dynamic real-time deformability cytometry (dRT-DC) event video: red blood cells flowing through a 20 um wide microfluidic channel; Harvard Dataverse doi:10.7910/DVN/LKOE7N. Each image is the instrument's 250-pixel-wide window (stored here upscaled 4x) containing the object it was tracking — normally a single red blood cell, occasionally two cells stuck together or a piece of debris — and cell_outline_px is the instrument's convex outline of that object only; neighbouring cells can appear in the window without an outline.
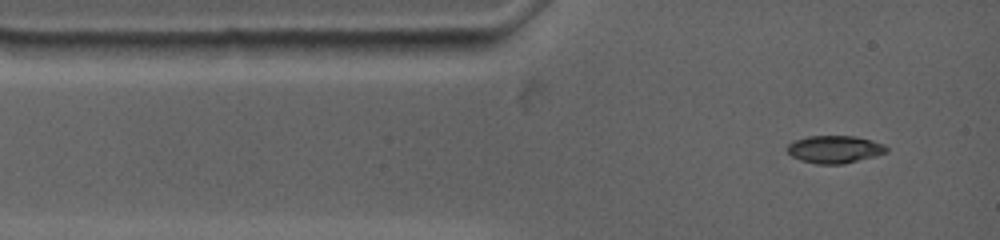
{"species": "common noctule bat (a hibernating species)", "species_latin": "Nyctalus noctula", "temperature_condition": "warm", "stored_images_in_passage": 21, "camera_frame_rate_fps": 4500, "um_per_image_px": 0.085, "animal": {"sex": "female", "body_mass_g": 19.0, "forearm_length_mm": 53.3}, "frame": {"image": 1, "passage_image": 1, "time_ms": 0.0, "image_size_px": [1000, 240], "cell_outline_px": [[888, 152], [844, 164], [816, 164], [800, 160], [792, 156], [788, 152], [788, 144], [796, 140], [808, 136], [856, 136], [872, 140], [884, 144], [888, 148]], "centroid_in_image_um": [70.96, 12.69], "position_along_channel_um": 14.0, "area_um2": 15.9}}
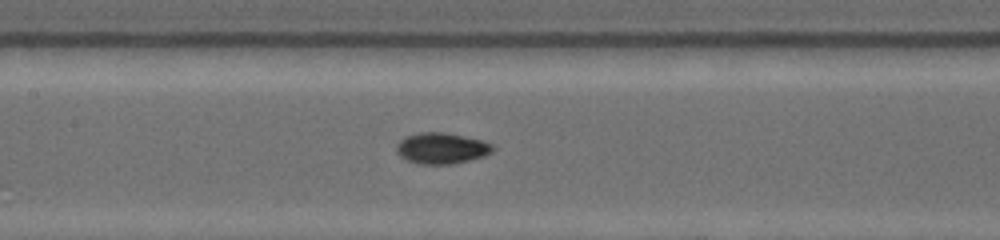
{"frame": {"image": 2, "passage_image": 12, "time_ms": 4.889, "image_size_px": [1000, 240], "cell_outline_px": [[496, 148], [492, 152], [484, 156], [452, 164], [420, 164], [404, 160], [396, 152], [396, 144], [404, 136], [420, 132], [444, 132], [484, 140], [492, 144]], "centroid_in_image_um": [37.52, 12.59], "position_along_channel_um": 169.9, "area_um2": 17.69}}
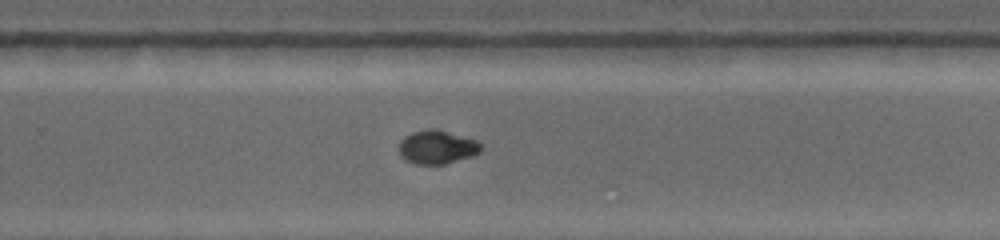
{"frame": {"image": 3, "passage_image": 20, "time_ms": 8.222, "image_size_px": [1000, 240], "cell_outline_px": [[484, 148], [480, 152], [472, 156], [444, 164], [416, 164], [400, 156], [400, 140], [404, 136], [412, 132], [428, 128], [436, 128], [476, 140], [484, 144]], "centroid_in_image_um": [37.19, 12.49], "position_along_channel_um": 292.6, "area_um2": 16.18}}